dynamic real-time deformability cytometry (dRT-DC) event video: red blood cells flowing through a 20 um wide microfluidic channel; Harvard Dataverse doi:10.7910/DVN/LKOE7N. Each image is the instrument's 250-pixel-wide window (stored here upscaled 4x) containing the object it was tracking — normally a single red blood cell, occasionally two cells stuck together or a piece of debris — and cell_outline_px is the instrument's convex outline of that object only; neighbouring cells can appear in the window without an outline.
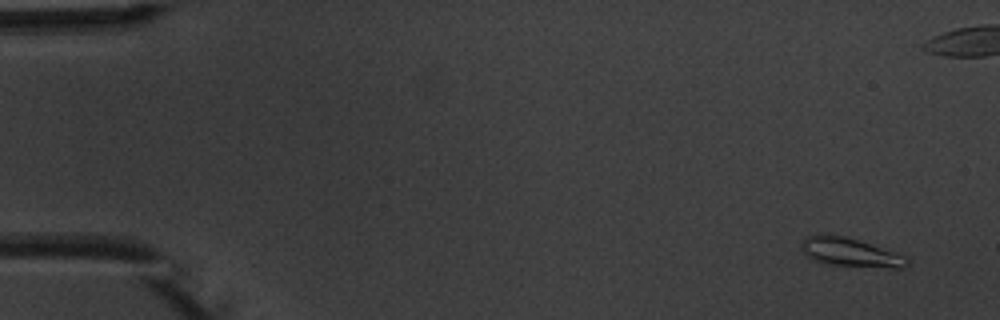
{"species": "common noctule bat (a hibernating species)", "species_latin": "Nyctalus noctula", "temperature_condition": "warm", "stored_images_in_passage": 10, "camera_frame_rate_fps": 3000, "um_per_image_px": 0.085, "animal": {"sex": "male", "body_mass_g": 20.1, "forearm_length_mm": 53.5}, "frame": {"image": 1, "passage_image": 1, "time_ms": 0.0, "image_size_px": [1000, 320], "cell_outline_px": [[908, 264], [904, 268], [888, 268], [832, 264], [816, 260], [808, 256], [800, 248], [800, 240], [804, 236], [816, 232], [844, 236], [904, 252], [908, 260]], "centroid_in_image_um": [72.32, 21.4], "position_along_channel_um": 12.7, "area_um2": 18.38}}
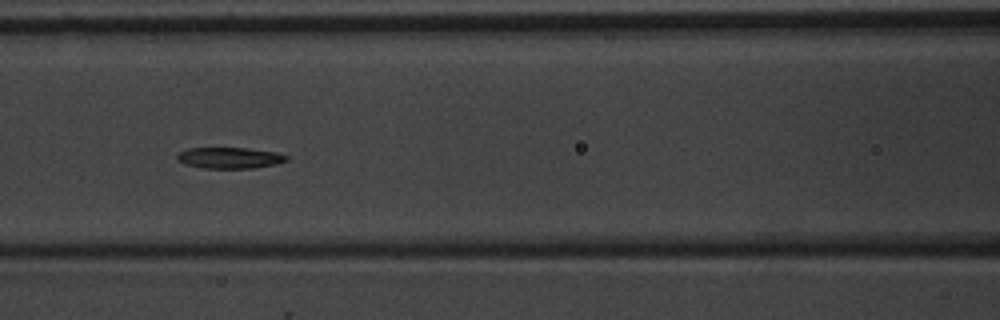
{"frame": {"image": 2, "passage_image": 7, "time_ms": 7.0, "image_size_px": [1000, 320], "cell_outline_px": [[288, 160], [276, 164], [256, 168], [204, 168], [184, 164], [176, 160], [176, 156], [180, 152], [188, 148], [248, 148], [276, 152], [288, 156]], "centroid_in_image_um": [19.52, 13.42], "position_along_channel_um": 147.1, "area_um2": 13.53}}
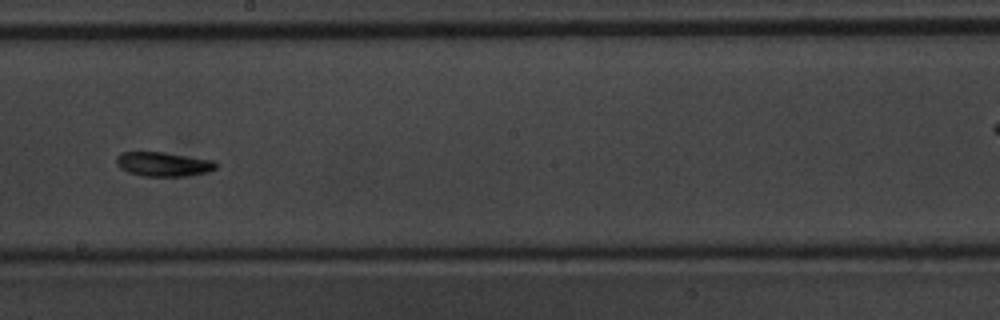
{"frame": {"image": 3, "passage_image": 9, "time_ms": 9.333, "image_size_px": [1000, 320], "cell_outline_px": [[220, 164], [216, 168], [208, 172], [184, 176], [140, 176], [128, 172], [120, 168], [116, 164], [116, 156], [120, 152], [164, 152], [216, 160]], "centroid_in_image_um": [13.91, 13.95], "position_along_channel_um": 234.3, "area_um2": 14.39}}